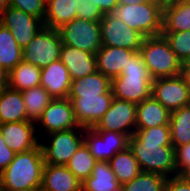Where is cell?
Wrapping results in <instances>:
<instances>
[{"instance_id": "obj_49", "label": "cell", "mask_w": 190, "mask_h": 191, "mask_svg": "<svg viewBox=\"0 0 190 191\" xmlns=\"http://www.w3.org/2000/svg\"><path fill=\"white\" fill-rule=\"evenodd\" d=\"M31 191H42V189L41 188H37V189L31 190Z\"/></svg>"}, {"instance_id": "obj_42", "label": "cell", "mask_w": 190, "mask_h": 191, "mask_svg": "<svg viewBox=\"0 0 190 191\" xmlns=\"http://www.w3.org/2000/svg\"><path fill=\"white\" fill-rule=\"evenodd\" d=\"M181 74L184 77L186 84L190 89V67L187 64H183V70Z\"/></svg>"}, {"instance_id": "obj_9", "label": "cell", "mask_w": 190, "mask_h": 191, "mask_svg": "<svg viewBox=\"0 0 190 191\" xmlns=\"http://www.w3.org/2000/svg\"><path fill=\"white\" fill-rule=\"evenodd\" d=\"M102 46L122 47L138 52L144 36L128 27L112 13L104 14L100 20Z\"/></svg>"}, {"instance_id": "obj_41", "label": "cell", "mask_w": 190, "mask_h": 191, "mask_svg": "<svg viewBox=\"0 0 190 191\" xmlns=\"http://www.w3.org/2000/svg\"><path fill=\"white\" fill-rule=\"evenodd\" d=\"M8 86V73L0 66V91Z\"/></svg>"}, {"instance_id": "obj_11", "label": "cell", "mask_w": 190, "mask_h": 191, "mask_svg": "<svg viewBox=\"0 0 190 191\" xmlns=\"http://www.w3.org/2000/svg\"><path fill=\"white\" fill-rule=\"evenodd\" d=\"M137 104L113 98L111 105L93 129L116 131L131 137L136 130Z\"/></svg>"}, {"instance_id": "obj_4", "label": "cell", "mask_w": 190, "mask_h": 191, "mask_svg": "<svg viewBox=\"0 0 190 191\" xmlns=\"http://www.w3.org/2000/svg\"><path fill=\"white\" fill-rule=\"evenodd\" d=\"M139 52L153 79L176 76L183 70L182 62L162 34L144 37Z\"/></svg>"}, {"instance_id": "obj_48", "label": "cell", "mask_w": 190, "mask_h": 191, "mask_svg": "<svg viewBox=\"0 0 190 191\" xmlns=\"http://www.w3.org/2000/svg\"><path fill=\"white\" fill-rule=\"evenodd\" d=\"M111 191H125V189H124L123 185L120 184L118 187H116L115 189H113Z\"/></svg>"}, {"instance_id": "obj_15", "label": "cell", "mask_w": 190, "mask_h": 191, "mask_svg": "<svg viewBox=\"0 0 190 191\" xmlns=\"http://www.w3.org/2000/svg\"><path fill=\"white\" fill-rule=\"evenodd\" d=\"M38 129L46 135L56 131L70 130L80 127L74 115L72 102L68 98H55L44 110L37 121Z\"/></svg>"}, {"instance_id": "obj_22", "label": "cell", "mask_w": 190, "mask_h": 191, "mask_svg": "<svg viewBox=\"0 0 190 191\" xmlns=\"http://www.w3.org/2000/svg\"><path fill=\"white\" fill-rule=\"evenodd\" d=\"M29 121L22 92L8 86L0 91V124Z\"/></svg>"}, {"instance_id": "obj_31", "label": "cell", "mask_w": 190, "mask_h": 191, "mask_svg": "<svg viewBox=\"0 0 190 191\" xmlns=\"http://www.w3.org/2000/svg\"><path fill=\"white\" fill-rule=\"evenodd\" d=\"M171 145L179 147L190 142V105L171 112L170 121Z\"/></svg>"}, {"instance_id": "obj_2", "label": "cell", "mask_w": 190, "mask_h": 191, "mask_svg": "<svg viewBox=\"0 0 190 191\" xmlns=\"http://www.w3.org/2000/svg\"><path fill=\"white\" fill-rule=\"evenodd\" d=\"M44 165L41 145L16 153L12 162L0 173V188L5 191H31L40 188Z\"/></svg>"}, {"instance_id": "obj_28", "label": "cell", "mask_w": 190, "mask_h": 191, "mask_svg": "<svg viewBox=\"0 0 190 191\" xmlns=\"http://www.w3.org/2000/svg\"><path fill=\"white\" fill-rule=\"evenodd\" d=\"M22 60V49L10 30L0 23V66L9 73Z\"/></svg>"}, {"instance_id": "obj_29", "label": "cell", "mask_w": 190, "mask_h": 191, "mask_svg": "<svg viewBox=\"0 0 190 191\" xmlns=\"http://www.w3.org/2000/svg\"><path fill=\"white\" fill-rule=\"evenodd\" d=\"M27 119L37 123L44 110L54 99L41 85L22 91Z\"/></svg>"}, {"instance_id": "obj_1", "label": "cell", "mask_w": 190, "mask_h": 191, "mask_svg": "<svg viewBox=\"0 0 190 191\" xmlns=\"http://www.w3.org/2000/svg\"><path fill=\"white\" fill-rule=\"evenodd\" d=\"M128 147L142 172L157 173L167 178L176 176L175 154L171 145L169 125L136 129L129 137Z\"/></svg>"}, {"instance_id": "obj_37", "label": "cell", "mask_w": 190, "mask_h": 191, "mask_svg": "<svg viewBox=\"0 0 190 191\" xmlns=\"http://www.w3.org/2000/svg\"><path fill=\"white\" fill-rule=\"evenodd\" d=\"M176 175L190 169V142L174 148Z\"/></svg>"}, {"instance_id": "obj_16", "label": "cell", "mask_w": 190, "mask_h": 191, "mask_svg": "<svg viewBox=\"0 0 190 191\" xmlns=\"http://www.w3.org/2000/svg\"><path fill=\"white\" fill-rule=\"evenodd\" d=\"M32 121H20L0 124V131L6 145L15 153L29 151L40 145L37 129Z\"/></svg>"}, {"instance_id": "obj_38", "label": "cell", "mask_w": 190, "mask_h": 191, "mask_svg": "<svg viewBox=\"0 0 190 191\" xmlns=\"http://www.w3.org/2000/svg\"><path fill=\"white\" fill-rule=\"evenodd\" d=\"M16 153L5 143L0 131V173L12 162Z\"/></svg>"}, {"instance_id": "obj_3", "label": "cell", "mask_w": 190, "mask_h": 191, "mask_svg": "<svg viewBox=\"0 0 190 191\" xmlns=\"http://www.w3.org/2000/svg\"><path fill=\"white\" fill-rule=\"evenodd\" d=\"M153 78L144 65L141 53L135 52L121 74L111 80L114 98L135 104L151 97Z\"/></svg>"}, {"instance_id": "obj_36", "label": "cell", "mask_w": 190, "mask_h": 191, "mask_svg": "<svg viewBox=\"0 0 190 191\" xmlns=\"http://www.w3.org/2000/svg\"><path fill=\"white\" fill-rule=\"evenodd\" d=\"M75 10L77 18L100 22L104 14L94 5L93 0H75Z\"/></svg>"}, {"instance_id": "obj_26", "label": "cell", "mask_w": 190, "mask_h": 191, "mask_svg": "<svg viewBox=\"0 0 190 191\" xmlns=\"http://www.w3.org/2000/svg\"><path fill=\"white\" fill-rule=\"evenodd\" d=\"M41 68L21 61L8 73V87L20 92L40 85Z\"/></svg>"}, {"instance_id": "obj_12", "label": "cell", "mask_w": 190, "mask_h": 191, "mask_svg": "<svg viewBox=\"0 0 190 191\" xmlns=\"http://www.w3.org/2000/svg\"><path fill=\"white\" fill-rule=\"evenodd\" d=\"M84 143L96 161H109L116 153L129 146V136L116 131H95L86 128Z\"/></svg>"}, {"instance_id": "obj_6", "label": "cell", "mask_w": 190, "mask_h": 191, "mask_svg": "<svg viewBox=\"0 0 190 191\" xmlns=\"http://www.w3.org/2000/svg\"><path fill=\"white\" fill-rule=\"evenodd\" d=\"M84 132L85 128L80 126L45 135L47 140H40L45 164L66 165L84 143Z\"/></svg>"}, {"instance_id": "obj_39", "label": "cell", "mask_w": 190, "mask_h": 191, "mask_svg": "<svg viewBox=\"0 0 190 191\" xmlns=\"http://www.w3.org/2000/svg\"><path fill=\"white\" fill-rule=\"evenodd\" d=\"M164 191H190V185L180 176L167 178Z\"/></svg>"}, {"instance_id": "obj_35", "label": "cell", "mask_w": 190, "mask_h": 191, "mask_svg": "<svg viewBox=\"0 0 190 191\" xmlns=\"http://www.w3.org/2000/svg\"><path fill=\"white\" fill-rule=\"evenodd\" d=\"M9 6L39 18L42 22L44 20L46 13V3L44 0H9Z\"/></svg>"}, {"instance_id": "obj_8", "label": "cell", "mask_w": 190, "mask_h": 191, "mask_svg": "<svg viewBox=\"0 0 190 191\" xmlns=\"http://www.w3.org/2000/svg\"><path fill=\"white\" fill-rule=\"evenodd\" d=\"M62 45L58 29L44 26L22 49L23 61L43 68L60 58Z\"/></svg>"}, {"instance_id": "obj_10", "label": "cell", "mask_w": 190, "mask_h": 191, "mask_svg": "<svg viewBox=\"0 0 190 191\" xmlns=\"http://www.w3.org/2000/svg\"><path fill=\"white\" fill-rule=\"evenodd\" d=\"M151 96L170 112L190 105V89L182 74L153 79Z\"/></svg>"}, {"instance_id": "obj_45", "label": "cell", "mask_w": 190, "mask_h": 191, "mask_svg": "<svg viewBox=\"0 0 190 191\" xmlns=\"http://www.w3.org/2000/svg\"><path fill=\"white\" fill-rule=\"evenodd\" d=\"M180 177H182L190 185V169L184 171Z\"/></svg>"}, {"instance_id": "obj_7", "label": "cell", "mask_w": 190, "mask_h": 191, "mask_svg": "<svg viewBox=\"0 0 190 191\" xmlns=\"http://www.w3.org/2000/svg\"><path fill=\"white\" fill-rule=\"evenodd\" d=\"M63 45L96 54L102 47L100 22L73 19L58 28Z\"/></svg>"}, {"instance_id": "obj_32", "label": "cell", "mask_w": 190, "mask_h": 191, "mask_svg": "<svg viewBox=\"0 0 190 191\" xmlns=\"http://www.w3.org/2000/svg\"><path fill=\"white\" fill-rule=\"evenodd\" d=\"M95 158L90 153L88 147L83 143L73 157L68 161L66 167L81 181L92 175Z\"/></svg>"}, {"instance_id": "obj_30", "label": "cell", "mask_w": 190, "mask_h": 191, "mask_svg": "<svg viewBox=\"0 0 190 191\" xmlns=\"http://www.w3.org/2000/svg\"><path fill=\"white\" fill-rule=\"evenodd\" d=\"M110 167L120 184L130 182L141 172L139 164L129 147L116 153L110 160Z\"/></svg>"}, {"instance_id": "obj_19", "label": "cell", "mask_w": 190, "mask_h": 191, "mask_svg": "<svg viewBox=\"0 0 190 191\" xmlns=\"http://www.w3.org/2000/svg\"><path fill=\"white\" fill-rule=\"evenodd\" d=\"M81 181L66 165L45 164L42 173V191H82Z\"/></svg>"}, {"instance_id": "obj_17", "label": "cell", "mask_w": 190, "mask_h": 191, "mask_svg": "<svg viewBox=\"0 0 190 191\" xmlns=\"http://www.w3.org/2000/svg\"><path fill=\"white\" fill-rule=\"evenodd\" d=\"M71 82L69 71L59 59L41 68L40 85L54 99L67 98Z\"/></svg>"}, {"instance_id": "obj_44", "label": "cell", "mask_w": 190, "mask_h": 191, "mask_svg": "<svg viewBox=\"0 0 190 191\" xmlns=\"http://www.w3.org/2000/svg\"><path fill=\"white\" fill-rule=\"evenodd\" d=\"M179 2H181V0H163V9L168 6L178 4Z\"/></svg>"}, {"instance_id": "obj_18", "label": "cell", "mask_w": 190, "mask_h": 191, "mask_svg": "<svg viewBox=\"0 0 190 191\" xmlns=\"http://www.w3.org/2000/svg\"><path fill=\"white\" fill-rule=\"evenodd\" d=\"M59 60L69 71L72 80L97 71L96 55L68 45H62Z\"/></svg>"}, {"instance_id": "obj_21", "label": "cell", "mask_w": 190, "mask_h": 191, "mask_svg": "<svg viewBox=\"0 0 190 191\" xmlns=\"http://www.w3.org/2000/svg\"><path fill=\"white\" fill-rule=\"evenodd\" d=\"M171 112L152 96L137 104L136 129L169 125Z\"/></svg>"}, {"instance_id": "obj_43", "label": "cell", "mask_w": 190, "mask_h": 191, "mask_svg": "<svg viewBox=\"0 0 190 191\" xmlns=\"http://www.w3.org/2000/svg\"><path fill=\"white\" fill-rule=\"evenodd\" d=\"M117 5H135L141 2H145V0H116Z\"/></svg>"}, {"instance_id": "obj_5", "label": "cell", "mask_w": 190, "mask_h": 191, "mask_svg": "<svg viewBox=\"0 0 190 191\" xmlns=\"http://www.w3.org/2000/svg\"><path fill=\"white\" fill-rule=\"evenodd\" d=\"M112 14L144 37L158 36L163 29V8L153 2L117 5Z\"/></svg>"}, {"instance_id": "obj_25", "label": "cell", "mask_w": 190, "mask_h": 191, "mask_svg": "<svg viewBox=\"0 0 190 191\" xmlns=\"http://www.w3.org/2000/svg\"><path fill=\"white\" fill-rule=\"evenodd\" d=\"M77 18L75 0H50L46 3L43 25L58 29L63 24Z\"/></svg>"}, {"instance_id": "obj_24", "label": "cell", "mask_w": 190, "mask_h": 191, "mask_svg": "<svg viewBox=\"0 0 190 191\" xmlns=\"http://www.w3.org/2000/svg\"><path fill=\"white\" fill-rule=\"evenodd\" d=\"M111 89V80L98 70L86 77L72 80L68 96H97Z\"/></svg>"}, {"instance_id": "obj_47", "label": "cell", "mask_w": 190, "mask_h": 191, "mask_svg": "<svg viewBox=\"0 0 190 191\" xmlns=\"http://www.w3.org/2000/svg\"><path fill=\"white\" fill-rule=\"evenodd\" d=\"M145 1L156 3L163 8V0H145Z\"/></svg>"}, {"instance_id": "obj_46", "label": "cell", "mask_w": 190, "mask_h": 191, "mask_svg": "<svg viewBox=\"0 0 190 191\" xmlns=\"http://www.w3.org/2000/svg\"><path fill=\"white\" fill-rule=\"evenodd\" d=\"M8 6H9V0H0V14Z\"/></svg>"}, {"instance_id": "obj_23", "label": "cell", "mask_w": 190, "mask_h": 191, "mask_svg": "<svg viewBox=\"0 0 190 191\" xmlns=\"http://www.w3.org/2000/svg\"><path fill=\"white\" fill-rule=\"evenodd\" d=\"M120 185L109 161H96L92 175L82 183V191H111Z\"/></svg>"}, {"instance_id": "obj_50", "label": "cell", "mask_w": 190, "mask_h": 191, "mask_svg": "<svg viewBox=\"0 0 190 191\" xmlns=\"http://www.w3.org/2000/svg\"><path fill=\"white\" fill-rule=\"evenodd\" d=\"M182 2H188V3H190V0H181Z\"/></svg>"}, {"instance_id": "obj_14", "label": "cell", "mask_w": 190, "mask_h": 191, "mask_svg": "<svg viewBox=\"0 0 190 191\" xmlns=\"http://www.w3.org/2000/svg\"><path fill=\"white\" fill-rule=\"evenodd\" d=\"M0 23L10 30L21 49L44 27L39 18L10 6L1 12Z\"/></svg>"}, {"instance_id": "obj_40", "label": "cell", "mask_w": 190, "mask_h": 191, "mask_svg": "<svg viewBox=\"0 0 190 191\" xmlns=\"http://www.w3.org/2000/svg\"><path fill=\"white\" fill-rule=\"evenodd\" d=\"M103 14L112 13L117 6L116 0H93Z\"/></svg>"}, {"instance_id": "obj_20", "label": "cell", "mask_w": 190, "mask_h": 191, "mask_svg": "<svg viewBox=\"0 0 190 191\" xmlns=\"http://www.w3.org/2000/svg\"><path fill=\"white\" fill-rule=\"evenodd\" d=\"M135 52L122 47L102 46L95 54L97 70L112 80L121 74Z\"/></svg>"}, {"instance_id": "obj_13", "label": "cell", "mask_w": 190, "mask_h": 191, "mask_svg": "<svg viewBox=\"0 0 190 191\" xmlns=\"http://www.w3.org/2000/svg\"><path fill=\"white\" fill-rule=\"evenodd\" d=\"M73 105L74 115L79 126L93 128L109 109L114 98L112 90L97 96H68Z\"/></svg>"}, {"instance_id": "obj_34", "label": "cell", "mask_w": 190, "mask_h": 191, "mask_svg": "<svg viewBox=\"0 0 190 191\" xmlns=\"http://www.w3.org/2000/svg\"><path fill=\"white\" fill-rule=\"evenodd\" d=\"M162 35L182 64H187L190 61V31L162 32Z\"/></svg>"}, {"instance_id": "obj_33", "label": "cell", "mask_w": 190, "mask_h": 191, "mask_svg": "<svg viewBox=\"0 0 190 191\" xmlns=\"http://www.w3.org/2000/svg\"><path fill=\"white\" fill-rule=\"evenodd\" d=\"M167 177L150 172H140L136 178L123 184L125 191H164Z\"/></svg>"}, {"instance_id": "obj_27", "label": "cell", "mask_w": 190, "mask_h": 191, "mask_svg": "<svg viewBox=\"0 0 190 191\" xmlns=\"http://www.w3.org/2000/svg\"><path fill=\"white\" fill-rule=\"evenodd\" d=\"M190 31V3L179 2L163 9L162 32Z\"/></svg>"}]
</instances>
